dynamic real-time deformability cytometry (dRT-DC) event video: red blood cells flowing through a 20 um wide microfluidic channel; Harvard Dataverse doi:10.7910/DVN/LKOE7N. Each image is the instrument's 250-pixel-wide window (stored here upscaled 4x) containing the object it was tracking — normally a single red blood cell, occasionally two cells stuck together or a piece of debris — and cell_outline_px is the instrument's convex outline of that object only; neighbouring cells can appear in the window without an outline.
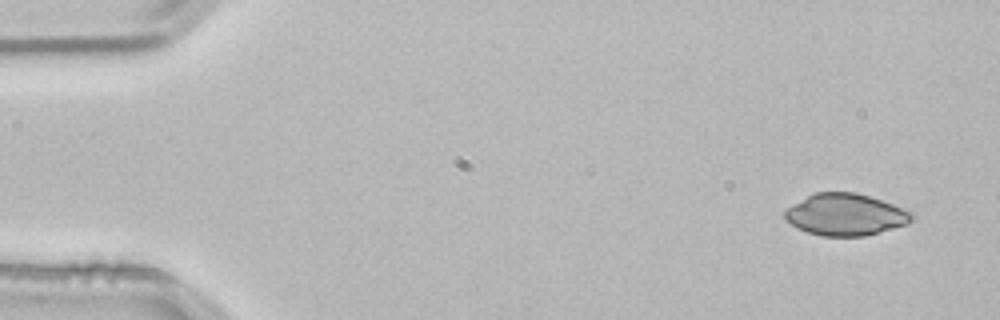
{"species": "common noctule bat (a hibernating species)", "species_latin": "Nyctalus noctula", "temperature_condition": "room temperature", "stored_images_in_passage": 4, "camera_frame_rate_fps": 3000, "um_per_image_px": 0.085, "animal": {"sex": "male", "body_mass_g": 21.5, "forearm_length_mm": 52.0}, "frame": {"image": 1, "passage_image": 1, "time_ms": 0.0, "image_size_px": [1000, 320], "cell_outline_px": [[916, 216], [908, 224], [880, 232], [864, 236], [820, 236], [796, 228], [784, 220], [784, 212], [788, 208], [808, 196], [816, 192], [856, 192], [892, 204], [912, 212]], "centroid_in_image_um": [71.87, 18.26], "position_along_channel_um": 13.1, "area_um2": 30.87}}